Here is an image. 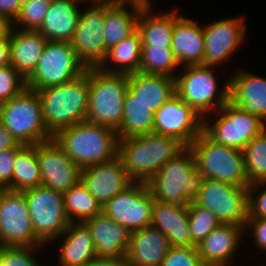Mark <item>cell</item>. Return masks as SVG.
<instances>
[{"label":"cell","mask_w":266,"mask_h":266,"mask_svg":"<svg viewBox=\"0 0 266 266\" xmlns=\"http://www.w3.org/2000/svg\"><path fill=\"white\" fill-rule=\"evenodd\" d=\"M6 26L0 21V32L5 28Z\"/></svg>","instance_id":"obj_52"},{"label":"cell","mask_w":266,"mask_h":266,"mask_svg":"<svg viewBox=\"0 0 266 266\" xmlns=\"http://www.w3.org/2000/svg\"><path fill=\"white\" fill-rule=\"evenodd\" d=\"M22 148H12L0 151V183L6 187L12 182L16 154Z\"/></svg>","instance_id":"obj_44"},{"label":"cell","mask_w":266,"mask_h":266,"mask_svg":"<svg viewBox=\"0 0 266 266\" xmlns=\"http://www.w3.org/2000/svg\"><path fill=\"white\" fill-rule=\"evenodd\" d=\"M41 247L43 248L44 246L2 247L0 250V257L2 258L4 266H41V263H38L35 258L37 256H34L36 255V251Z\"/></svg>","instance_id":"obj_41"},{"label":"cell","mask_w":266,"mask_h":266,"mask_svg":"<svg viewBox=\"0 0 266 266\" xmlns=\"http://www.w3.org/2000/svg\"><path fill=\"white\" fill-rule=\"evenodd\" d=\"M154 7L143 6L137 20L142 46L171 47L175 23V8L154 13Z\"/></svg>","instance_id":"obj_31"},{"label":"cell","mask_w":266,"mask_h":266,"mask_svg":"<svg viewBox=\"0 0 266 266\" xmlns=\"http://www.w3.org/2000/svg\"><path fill=\"white\" fill-rule=\"evenodd\" d=\"M213 67L202 64L183 66L182 73L175 76L176 94L201 118H210L213 111L216 112L229 101V78L218 89L216 80L219 79Z\"/></svg>","instance_id":"obj_6"},{"label":"cell","mask_w":266,"mask_h":266,"mask_svg":"<svg viewBox=\"0 0 266 266\" xmlns=\"http://www.w3.org/2000/svg\"><path fill=\"white\" fill-rule=\"evenodd\" d=\"M161 266H203L196 246H171Z\"/></svg>","instance_id":"obj_42"},{"label":"cell","mask_w":266,"mask_h":266,"mask_svg":"<svg viewBox=\"0 0 266 266\" xmlns=\"http://www.w3.org/2000/svg\"><path fill=\"white\" fill-rule=\"evenodd\" d=\"M53 139L82 169L118 155V133L112 128L87 121L59 130Z\"/></svg>","instance_id":"obj_2"},{"label":"cell","mask_w":266,"mask_h":266,"mask_svg":"<svg viewBox=\"0 0 266 266\" xmlns=\"http://www.w3.org/2000/svg\"><path fill=\"white\" fill-rule=\"evenodd\" d=\"M64 209L70 223H84L102 213V206L80 181L63 194Z\"/></svg>","instance_id":"obj_35"},{"label":"cell","mask_w":266,"mask_h":266,"mask_svg":"<svg viewBox=\"0 0 266 266\" xmlns=\"http://www.w3.org/2000/svg\"><path fill=\"white\" fill-rule=\"evenodd\" d=\"M81 181L102 207L134 183L118 155L109 161L82 169Z\"/></svg>","instance_id":"obj_19"},{"label":"cell","mask_w":266,"mask_h":266,"mask_svg":"<svg viewBox=\"0 0 266 266\" xmlns=\"http://www.w3.org/2000/svg\"><path fill=\"white\" fill-rule=\"evenodd\" d=\"M170 247L168 238L149 226L131 232L126 257L130 266H161Z\"/></svg>","instance_id":"obj_24"},{"label":"cell","mask_w":266,"mask_h":266,"mask_svg":"<svg viewBox=\"0 0 266 266\" xmlns=\"http://www.w3.org/2000/svg\"><path fill=\"white\" fill-rule=\"evenodd\" d=\"M85 266H130L126 256L123 257H97Z\"/></svg>","instance_id":"obj_48"},{"label":"cell","mask_w":266,"mask_h":266,"mask_svg":"<svg viewBox=\"0 0 266 266\" xmlns=\"http://www.w3.org/2000/svg\"><path fill=\"white\" fill-rule=\"evenodd\" d=\"M244 232H251L250 237H253L254 246L262 251H266V219L248 218Z\"/></svg>","instance_id":"obj_45"},{"label":"cell","mask_w":266,"mask_h":266,"mask_svg":"<svg viewBox=\"0 0 266 266\" xmlns=\"http://www.w3.org/2000/svg\"><path fill=\"white\" fill-rule=\"evenodd\" d=\"M10 65L9 26L0 32V68Z\"/></svg>","instance_id":"obj_47"},{"label":"cell","mask_w":266,"mask_h":266,"mask_svg":"<svg viewBox=\"0 0 266 266\" xmlns=\"http://www.w3.org/2000/svg\"><path fill=\"white\" fill-rule=\"evenodd\" d=\"M142 7L143 5L134 2H112L106 0L103 35L107 50L128 38L137 30V20Z\"/></svg>","instance_id":"obj_30"},{"label":"cell","mask_w":266,"mask_h":266,"mask_svg":"<svg viewBox=\"0 0 266 266\" xmlns=\"http://www.w3.org/2000/svg\"><path fill=\"white\" fill-rule=\"evenodd\" d=\"M189 148L195 156L196 167L205 179L218 180L238 187L250 185L241 150L213 142L203 132Z\"/></svg>","instance_id":"obj_8"},{"label":"cell","mask_w":266,"mask_h":266,"mask_svg":"<svg viewBox=\"0 0 266 266\" xmlns=\"http://www.w3.org/2000/svg\"><path fill=\"white\" fill-rule=\"evenodd\" d=\"M51 2L52 0H24L18 17L10 27L38 31L44 22Z\"/></svg>","instance_id":"obj_39"},{"label":"cell","mask_w":266,"mask_h":266,"mask_svg":"<svg viewBox=\"0 0 266 266\" xmlns=\"http://www.w3.org/2000/svg\"><path fill=\"white\" fill-rule=\"evenodd\" d=\"M41 185L64 194L81 181L82 168L52 139L37 144Z\"/></svg>","instance_id":"obj_18"},{"label":"cell","mask_w":266,"mask_h":266,"mask_svg":"<svg viewBox=\"0 0 266 266\" xmlns=\"http://www.w3.org/2000/svg\"><path fill=\"white\" fill-rule=\"evenodd\" d=\"M57 238H63L57 256L59 266H85L97 258L92 234L85 223H70Z\"/></svg>","instance_id":"obj_27"},{"label":"cell","mask_w":266,"mask_h":266,"mask_svg":"<svg viewBox=\"0 0 266 266\" xmlns=\"http://www.w3.org/2000/svg\"><path fill=\"white\" fill-rule=\"evenodd\" d=\"M179 67L171 47L142 46L139 72L175 78Z\"/></svg>","instance_id":"obj_36"},{"label":"cell","mask_w":266,"mask_h":266,"mask_svg":"<svg viewBox=\"0 0 266 266\" xmlns=\"http://www.w3.org/2000/svg\"><path fill=\"white\" fill-rule=\"evenodd\" d=\"M184 148L175 138L152 132L119 140L118 156L133 182L147 183Z\"/></svg>","instance_id":"obj_1"},{"label":"cell","mask_w":266,"mask_h":266,"mask_svg":"<svg viewBox=\"0 0 266 266\" xmlns=\"http://www.w3.org/2000/svg\"><path fill=\"white\" fill-rule=\"evenodd\" d=\"M7 187L5 185H3L2 183H0V201L2 196L7 192Z\"/></svg>","instance_id":"obj_50"},{"label":"cell","mask_w":266,"mask_h":266,"mask_svg":"<svg viewBox=\"0 0 266 266\" xmlns=\"http://www.w3.org/2000/svg\"><path fill=\"white\" fill-rule=\"evenodd\" d=\"M265 186H266V182H255L248 186V192H249V217L248 218L266 219V187ZM260 188L261 190H259ZM256 192H258L257 196H256Z\"/></svg>","instance_id":"obj_43"},{"label":"cell","mask_w":266,"mask_h":266,"mask_svg":"<svg viewBox=\"0 0 266 266\" xmlns=\"http://www.w3.org/2000/svg\"><path fill=\"white\" fill-rule=\"evenodd\" d=\"M89 6L80 12L71 44L79 60L87 68H99L108 54L103 35L106 0H97Z\"/></svg>","instance_id":"obj_13"},{"label":"cell","mask_w":266,"mask_h":266,"mask_svg":"<svg viewBox=\"0 0 266 266\" xmlns=\"http://www.w3.org/2000/svg\"><path fill=\"white\" fill-rule=\"evenodd\" d=\"M28 204L34 234L47 246L69 226L64 209V197L53 189L40 185L22 192Z\"/></svg>","instance_id":"obj_11"},{"label":"cell","mask_w":266,"mask_h":266,"mask_svg":"<svg viewBox=\"0 0 266 266\" xmlns=\"http://www.w3.org/2000/svg\"><path fill=\"white\" fill-rule=\"evenodd\" d=\"M242 152L249 184L266 182V132L254 137Z\"/></svg>","instance_id":"obj_37"},{"label":"cell","mask_w":266,"mask_h":266,"mask_svg":"<svg viewBox=\"0 0 266 266\" xmlns=\"http://www.w3.org/2000/svg\"><path fill=\"white\" fill-rule=\"evenodd\" d=\"M84 223L92 234L97 257L126 256L131 232L123 225L108 218L103 212Z\"/></svg>","instance_id":"obj_23"},{"label":"cell","mask_w":266,"mask_h":266,"mask_svg":"<svg viewBox=\"0 0 266 266\" xmlns=\"http://www.w3.org/2000/svg\"><path fill=\"white\" fill-rule=\"evenodd\" d=\"M10 65L25 79L34 71L47 39L38 31L9 26Z\"/></svg>","instance_id":"obj_26"},{"label":"cell","mask_w":266,"mask_h":266,"mask_svg":"<svg viewBox=\"0 0 266 266\" xmlns=\"http://www.w3.org/2000/svg\"><path fill=\"white\" fill-rule=\"evenodd\" d=\"M213 113L216 119L213 125L208 117L202 118V132L218 144L242 151L264 130L265 122L259 116L244 111L230 101Z\"/></svg>","instance_id":"obj_10"},{"label":"cell","mask_w":266,"mask_h":266,"mask_svg":"<svg viewBox=\"0 0 266 266\" xmlns=\"http://www.w3.org/2000/svg\"><path fill=\"white\" fill-rule=\"evenodd\" d=\"M236 69L229 77V101L266 123V77Z\"/></svg>","instance_id":"obj_21"},{"label":"cell","mask_w":266,"mask_h":266,"mask_svg":"<svg viewBox=\"0 0 266 266\" xmlns=\"http://www.w3.org/2000/svg\"><path fill=\"white\" fill-rule=\"evenodd\" d=\"M154 197L147 183H133L109 200L102 212L130 232L151 226Z\"/></svg>","instance_id":"obj_15"},{"label":"cell","mask_w":266,"mask_h":266,"mask_svg":"<svg viewBox=\"0 0 266 266\" xmlns=\"http://www.w3.org/2000/svg\"><path fill=\"white\" fill-rule=\"evenodd\" d=\"M86 70L71 42L47 41L34 71L25 79L26 87L37 91L63 85L77 79Z\"/></svg>","instance_id":"obj_9"},{"label":"cell","mask_w":266,"mask_h":266,"mask_svg":"<svg viewBox=\"0 0 266 266\" xmlns=\"http://www.w3.org/2000/svg\"><path fill=\"white\" fill-rule=\"evenodd\" d=\"M128 89L154 113L176 94L175 78L165 75L128 74Z\"/></svg>","instance_id":"obj_29"},{"label":"cell","mask_w":266,"mask_h":266,"mask_svg":"<svg viewBox=\"0 0 266 266\" xmlns=\"http://www.w3.org/2000/svg\"><path fill=\"white\" fill-rule=\"evenodd\" d=\"M41 182L37 144L25 145L16 154L12 182L7 186V189L10 191L23 192L27 189L40 186Z\"/></svg>","instance_id":"obj_34"},{"label":"cell","mask_w":266,"mask_h":266,"mask_svg":"<svg viewBox=\"0 0 266 266\" xmlns=\"http://www.w3.org/2000/svg\"><path fill=\"white\" fill-rule=\"evenodd\" d=\"M43 118L54 136L59 130L86 121L89 100V68L63 85L39 89Z\"/></svg>","instance_id":"obj_3"},{"label":"cell","mask_w":266,"mask_h":266,"mask_svg":"<svg viewBox=\"0 0 266 266\" xmlns=\"http://www.w3.org/2000/svg\"><path fill=\"white\" fill-rule=\"evenodd\" d=\"M154 116L155 113L128 89L125 93L120 130L117 132L119 140L152 133Z\"/></svg>","instance_id":"obj_33"},{"label":"cell","mask_w":266,"mask_h":266,"mask_svg":"<svg viewBox=\"0 0 266 266\" xmlns=\"http://www.w3.org/2000/svg\"><path fill=\"white\" fill-rule=\"evenodd\" d=\"M244 227L237 224H219L197 247L203 266H231L240 248Z\"/></svg>","instance_id":"obj_20"},{"label":"cell","mask_w":266,"mask_h":266,"mask_svg":"<svg viewBox=\"0 0 266 266\" xmlns=\"http://www.w3.org/2000/svg\"><path fill=\"white\" fill-rule=\"evenodd\" d=\"M204 179L196 167L193 152L185 147L164 164L147 185L157 201L188 205L199 195Z\"/></svg>","instance_id":"obj_4"},{"label":"cell","mask_w":266,"mask_h":266,"mask_svg":"<svg viewBox=\"0 0 266 266\" xmlns=\"http://www.w3.org/2000/svg\"><path fill=\"white\" fill-rule=\"evenodd\" d=\"M79 4L75 0H52L38 32L47 41L71 42L80 18Z\"/></svg>","instance_id":"obj_28"},{"label":"cell","mask_w":266,"mask_h":266,"mask_svg":"<svg viewBox=\"0 0 266 266\" xmlns=\"http://www.w3.org/2000/svg\"><path fill=\"white\" fill-rule=\"evenodd\" d=\"M153 132L189 147L202 132V118L175 94L155 112Z\"/></svg>","instance_id":"obj_16"},{"label":"cell","mask_w":266,"mask_h":266,"mask_svg":"<svg viewBox=\"0 0 266 266\" xmlns=\"http://www.w3.org/2000/svg\"><path fill=\"white\" fill-rule=\"evenodd\" d=\"M151 226L159 229L171 246H191L188 205L162 203L154 199Z\"/></svg>","instance_id":"obj_25"},{"label":"cell","mask_w":266,"mask_h":266,"mask_svg":"<svg viewBox=\"0 0 266 266\" xmlns=\"http://www.w3.org/2000/svg\"><path fill=\"white\" fill-rule=\"evenodd\" d=\"M26 88L25 78L11 65L0 68V104L9 101Z\"/></svg>","instance_id":"obj_40"},{"label":"cell","mask_w":266,"mask_h":266,"mask_svg":"<svg viewBox=\"0 0 266 266\" xmlns=\"http://www.w3.org/2000/svg\"><path fill=\"white\" fill-rule=\"evenodd\" d=\"M0 243L2 247H46L34 234L28 204L22 192L7 190L1 198Z\"/></svg>","instance_id":"obj_14"},{"label":"cell","mask_w":266,"mask_h":266,"mask_svg":"<svg viewBox=\"0 0 266 266\" xmlns=\"http://www.w3.org/2000/svg\"><path fill=\"white\" fill-rule=\"evenodd\" d=\"M194 201L210 210L221 223H230L245 228L249 217L248 187L204 179L202 189Z\"/></svg>","instance_id":"obj_12"},{"label":"cell","mask_w":266,"mask_h":266,"mask_svg":"<svg viewBox=\"0 0 266 266\" xmlns=\"http://www.w3.org/2000/svg\"><path fill=\"white\" fill-rule=\"evenodd\" d=\"M128 74L106 73L89 68V100L86 121L120 130Z\"/></svg>","instance_id":"obj_5"},{"label":"cell","mask_w":266,"mask_h":266,"mask_svg":"<svg viewBox=\"0 0 266 266\" xmlns=\"http://www.w3.org/2000/svg\"><path fill=\"white\" fill-rule=\"evenodd\" d=\"M25 145L19 144L12 134L3 126L0 121V151L12 148H23Z\"/></svg>","instance_id":"obj_49"},{"label":"cell","mask_w":266,"mask_h":266,"mask_svg":"<svg viewBox=\"0 0 266 266\" xmlns=\"http://www.w3.org/2000/svg\"><path fill=\"white\" fill-rule=\"evenodd\" d=\"M175 8L171 49L181 67L202 64L205 52L203 25Z\"/></svg>","instance_id":"obj_22"},{"label":"cell","mask_w":266,"mask_h":266,"mask_svg":"<svg viewBox=\"0 0 266 266\" xmlns=\"http://www.w3.org/2000/svg\"><path fill=\"white\" fill-rule=\"evenodd\" d=\"M141 52V36L136 30L128 38L108 50L107 57L99 68L106 73L131 74L139 72Z\"/></svg>","instance_id":"obj_32"},{"label":"cell","mask_w":266,"mask_h":266,"mask_svg":"<svg viewBox=\"0 0 266 266\" xmlns=\"http://www.w3.org/2000/svg\"><path fill=\"white\" fill-rule=\"evenodd\" d=\"M75 1H77V2H79V3H82L83 1V3H86V2H88V4L90 3H93V2H95V1H97V0H75Z\"/></svg>","instance_id":"obj_51"},{"label":"cell","mask_w":266,"mask_h":266,"mask_svg":"<svg viewBox=\"0 0 266 266\" xmlns=\"http://www.w3.org/2000/svg\"><path fill=\"white\" fill-rule=\"evenodd\" d=\"M24 0H0V21L10 26L18 17Z\"/></svg>","instance_id":"obj_46"},{"label":"cell","mask_w":266,"mask_h":266,"mask_svg":"<svg viewBox=\"0 0 266 266\" xmlns=\"http://www.w3.org/2000/svg\"><path fill=\"white\" fill-rule=\"evenodd\" d=\"M0 121L19 144L36 145L53 139L45 125L39 95L28 87L0 104Z\"/></svg>","instance_id":"obj_7"},{"label":"cell","mask_w":266,"mask_h":266,"mask_svg":"<svg viewBox=\"0 0 266 266\" xmlns=\"http://www.w3.org/2000/svg\"><path fill=\"white\" fill-rule=\"evenodd\" d=\"M0 266H4L2 258L0 257Z\"/></svg>","instance_id":"obj_53"},{"label":"cell","mask_w":266,"mask_h":266,"mask_svg":"<svg viewBox=\"0 0 266 266\" xmlns=\"http://www.w3.org/2000/svg\"><path fill=\"white\" fill-rule=\"evenodd\" d=\"M191 246H198L221 222L194 200L188 204Z\"/></svg>","instance_id":"obj_38"},{"label":"cell","mask_w":266,"mask_h":266,"mask_svg":"<svg viewBox=\"0 0 266 266\" xmlns=\"http://www.w3.org/2000/svg\"><path fill=\"white\" fill-rule=\"evenodd\" d=\"M244 19L241 16L222 18L203 25L205 52L202 65L218 68L235 54L246 38Z\"/></svg>","instance_id":"obj_17"}]
</instances>
